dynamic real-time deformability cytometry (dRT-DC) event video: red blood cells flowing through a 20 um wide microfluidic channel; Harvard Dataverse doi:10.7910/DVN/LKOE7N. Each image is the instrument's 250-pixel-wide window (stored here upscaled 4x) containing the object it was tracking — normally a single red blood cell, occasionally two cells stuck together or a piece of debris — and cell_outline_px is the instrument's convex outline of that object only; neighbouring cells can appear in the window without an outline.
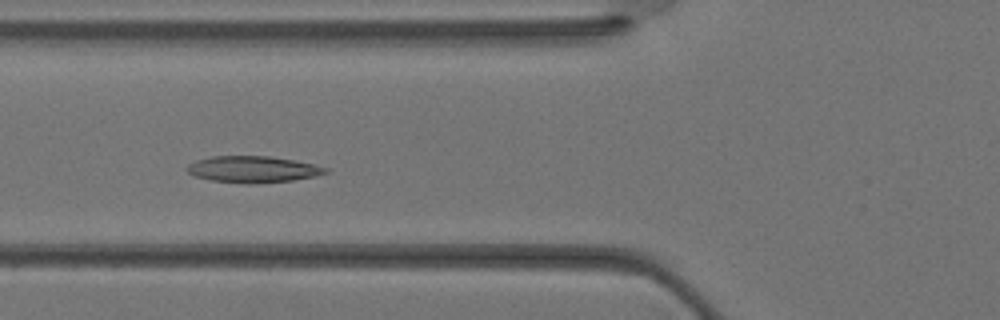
{"species": "Egyptian fruit bat (a non-hibernating species)", "species_latin": "Rousettus aegyptiacus", "temperature_condition": "warm", "stored_images_in_passage": 28, "camera_frame_rate_fps": 3000, "um_per_image_px": 0.085, "animal": {"sex": "female"}, "frame": {"image": 1, "passage_image": 5, "time_ms": 1.333, "image_size_px": [1000, 320], "cell_outline_px": [[328, 172], [316, 176], [292, 180], [256, 184], [248, 184], [212, 180], [196, 176], [188, 172], [184, 168], [188, 164], [196, 160], [212, 156], [268, 156], [292, 160], [312, 164], [328, 168]], "centroid_in_image_um": [21.47, 14.39], "position_along_channel_um": 104.3, "area_um2": 21.27}}
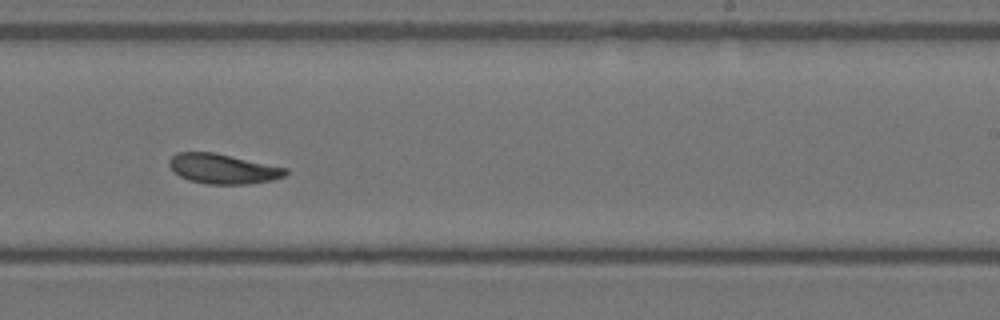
{"frame": {"image": 2, "passage_image": 14, "time_ms": 4.333, "image_size_px": [1000, 320], "cell_outline_px": [[288, 172], [284, 176], [272, 180], [248, 184], [208, 184], [188, 180], [180, 176], [168, 164], [168, 160], [176, 152], [216, 152], [288, 168]], "centroid_in_image_um": [18.96, 14.34], "position_along_channel_um": 270.0, "area_um2": 20.35}}
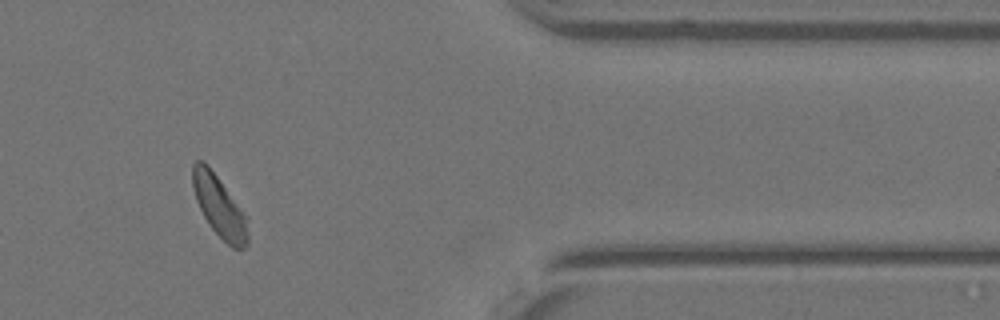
{"frame": {"image": 3, "passage_image": 22, "time_ms": 7.0, "image_size_px": [1000, 320], "cell_outline_px": [[248, 244], [244, 248], [232, 248], [212, 228], [204, 216], [196, 200], [192, 184], [192, 164], [196, 160], [204, 160], [208, 164], [248, 216]], "centroid_in_image_um": [18.66, 17.51], "position_along_channel_um": 392.7, "area_um2": 19.88}}